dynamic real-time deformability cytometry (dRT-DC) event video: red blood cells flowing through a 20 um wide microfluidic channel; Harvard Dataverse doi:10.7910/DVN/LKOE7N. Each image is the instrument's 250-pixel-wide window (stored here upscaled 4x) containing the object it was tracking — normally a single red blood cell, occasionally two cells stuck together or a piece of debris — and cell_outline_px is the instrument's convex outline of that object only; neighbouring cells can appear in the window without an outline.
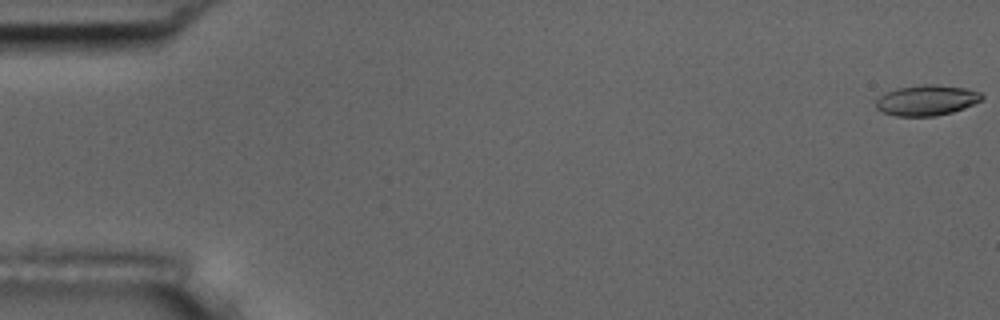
{"species": "common noctule bat (a hibernating species)", "species_latin": "Nyctalus noctula", "temperature_condition": "room temperature", "stored_images_in_passage": 55, "camera_frame_rate_fps": 3000, "um_per_image_px": 0.085, "animal": {"sex": "male", "body_mass_g": 17.5, "forearm_length_mm": 52.3}, "frame": {"image": 1, "passage_image": 1, "time_ms": 0.0, "image_size_px": [1000, 320], "cell_outline_px": [[984, 96], [980, 100], [964, 108], [952, 112], [936, 116], [896, 116], [880, 112], [876, 108], [876, 100], [880, 96], [896, 88], [924, 84], [932, 84], [964, 88], [980, 92]], "centroid_in_image_um": [78.73, 8.53], "position_along_channel_um": 6.3, "area_um2": 18.73}}
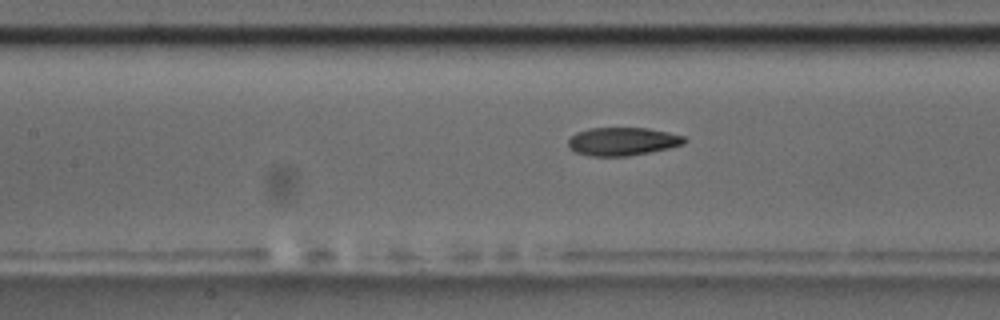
{"frame": {"image": 2, "passage_image": 25, "time_ms": 8.0, "image_size_px": [1000, 320], "cell_outline_px": [[688, 140], [684, 144], [668, 148], [628, 156], [588, 156], [576, 152], [568, 144], [568, 140], [576, 132], [588, 128], [648, 128], [668, 132], [684, 136]], "centroid_in_image_um": [52.93, 12.01], "position_along_channel_um": 154.5, "area_um2": 19.02}}
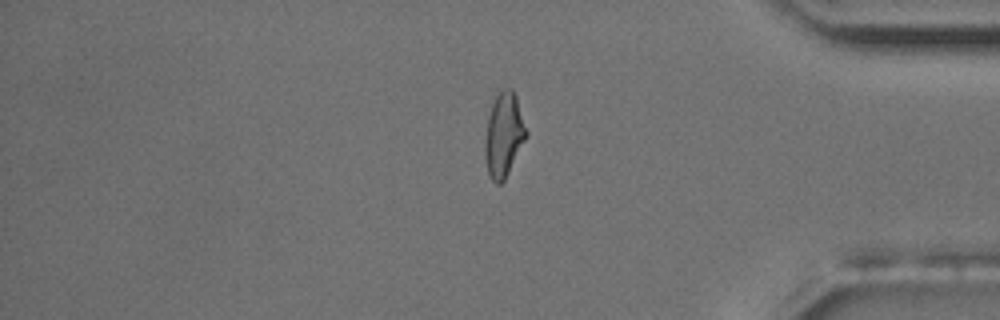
{"frame": {"image": 3, "passage_image": 46, "time_ms": 15.0, "image_size_px": [1000, 320], "cell_outline_px": [[528, 136], [504, 180], [500, 184], [496, 184], [488, 176], [484, 156], [484, 140], [488, 116], [492, 104], [496, 96], [504, 88], [512, 88], [516, 96], [528, 132]], "centroid_in_image_um": [42.82, 11.49], "position_along_channel_um": 392.4, "area_um2": 20.46}, "authors_computed_cell_mechanics": {"area_um2": 19.5364, "velocity_mm_per_s": 3.7398, "shape_relaxation_time_tau1_ms": 8.7259, "shape_relaxation_time_tau2_ms": 2.2335, "deformation_change_tau1": 0.226, "deformation_change_tau2": 0.0944}}